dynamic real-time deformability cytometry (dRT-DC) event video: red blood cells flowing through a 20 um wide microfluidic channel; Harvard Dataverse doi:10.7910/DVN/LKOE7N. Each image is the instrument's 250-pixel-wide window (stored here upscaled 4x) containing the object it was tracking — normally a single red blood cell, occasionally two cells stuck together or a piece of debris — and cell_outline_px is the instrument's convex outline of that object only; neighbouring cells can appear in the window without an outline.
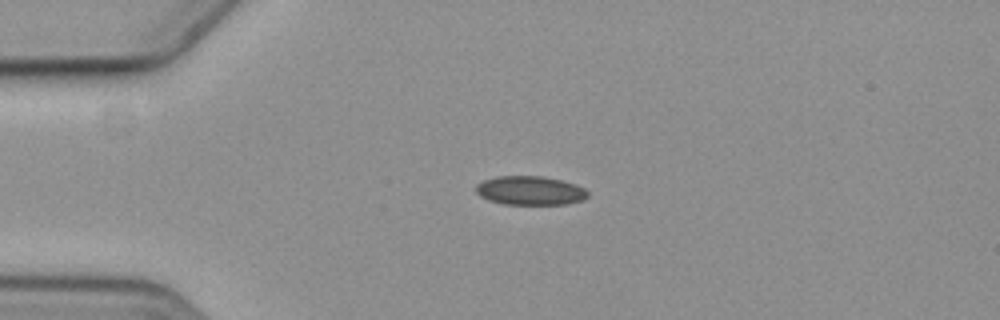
{"species": "common noctule bat (a hibernating species)", "species_latin": "Nyctalus noctula", "temperature_condition": "cold", "stored_images_in_passage": 4, "camera_frame_rate_fps": 3000, "um_per_image_px": 0.085, "animal": {"sex": "female", "body_mass_g": 19.3, "forearm_length_mm": 54.1}, "frame": {"image": 1, "passage_image": 4, "time_ms": 3.667, "image_size_px": [1000, 320], "cell_outline_px": [[588, 196], [580, 200], [564, 204], [504, 204], [488, 200], [480, 196], [476, 192], [476, 184], [484, 180], [496, 176], [544, 176], [576, 184], [584, 188], [588, 192]], "centroid_in_image_um": [45.03, 16.19], "position_along_channel_um": 40.0, "area_um2": 18.79}}